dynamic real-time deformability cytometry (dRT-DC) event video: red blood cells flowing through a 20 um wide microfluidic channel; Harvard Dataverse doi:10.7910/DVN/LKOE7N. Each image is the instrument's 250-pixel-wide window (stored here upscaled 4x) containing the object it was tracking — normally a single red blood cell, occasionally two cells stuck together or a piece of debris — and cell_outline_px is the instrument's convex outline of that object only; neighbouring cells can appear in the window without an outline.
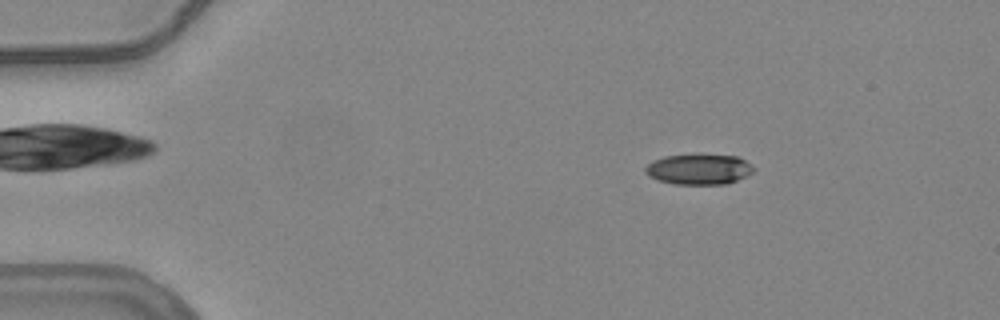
{"species": "common noctule bat (a hibernating species)", "species_latin": "Nyctalus noctula", "temperature_condition": "warm", "stored_images_in_passage": 55, "camera_frame_rate_fps": 3000, "um_per_image_px": 0.085, "animal": {"sex": "female", "body_mass_g": 24.6, "forearm_length_mm": 56.2}, "frame": {"image": 1, "passage_image": 9, "time_ms": 2.667, "image_size_px": [1000, 320], "cell_outline_px": [[752, 172], [748, 176], [728, 184], [676, 184], [656, 180], [648, 176], [644, 172], [644, 168], [652, 160], [664, 156], [736, 156], [744, 160], [752, 168]], "centroid_in_image_um": [59.35, 14.42], "position_along_channel_um": 25.7, "area_um2": 18.84}}
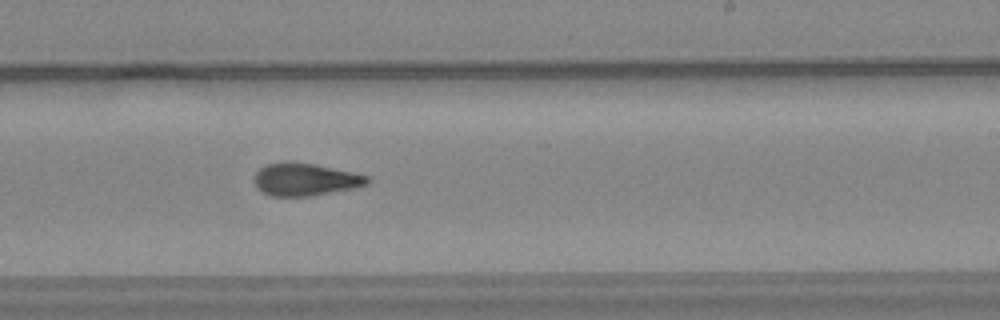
{"frame": {"image": 2, "passage_image": 34, "time_ms": 11.0, "image_size_px": [1000, 320], "cell_outline_px": [[372, 180], [368, 184], [352, 188], [312, 196], [272, 196], [256, 188], [252, 180], [256, 172], [264, 164], [284, 160], [316, 164], [352, 172], [368, 176]], "centroid_in_image_um": [25.89, 15.23], "position_along_channel_um": 263.1, "area_um2": 21.79}}
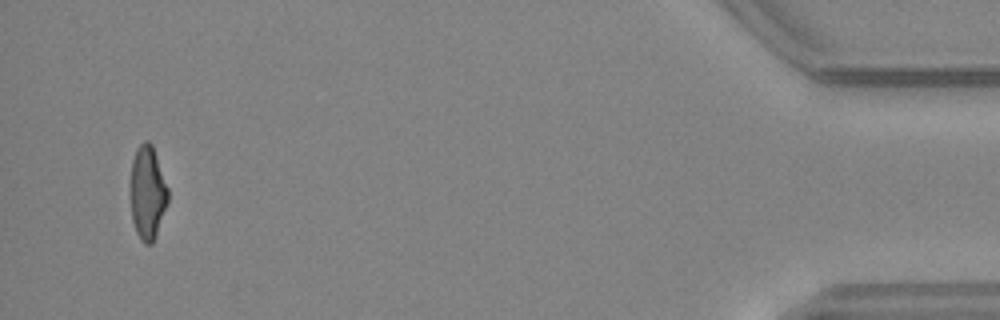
{"frame": {"image": 3, "passage_image": 53, "time_ms": 17.333, "image_size_px": [1000, 320], "cell_outline_px": [[168, 204], [156, 236], [152, 244], [144, 244], [140, 240], [136, 232], [132, 220], [128, 192], [128, 188], [132, 160], [136, 148], [144, 140], [148, 140], [152, 144], [168, 188]], "centroid_in_image_um": [12.5, 16.39], "position_along_channel_um": 422.7, "area_um2": 21.27}, "authors_computed_cell_mechanics": {"area_um2": 21.2704, "velocity_mm_per_s": 3.7974, "shape_relaxation_time_tau1_ms": null, "shape_relaxation_time_tau2_ms": 3.1399, "deformation_change_tau1": null, "deformation_change_tau2": 0.1064}}